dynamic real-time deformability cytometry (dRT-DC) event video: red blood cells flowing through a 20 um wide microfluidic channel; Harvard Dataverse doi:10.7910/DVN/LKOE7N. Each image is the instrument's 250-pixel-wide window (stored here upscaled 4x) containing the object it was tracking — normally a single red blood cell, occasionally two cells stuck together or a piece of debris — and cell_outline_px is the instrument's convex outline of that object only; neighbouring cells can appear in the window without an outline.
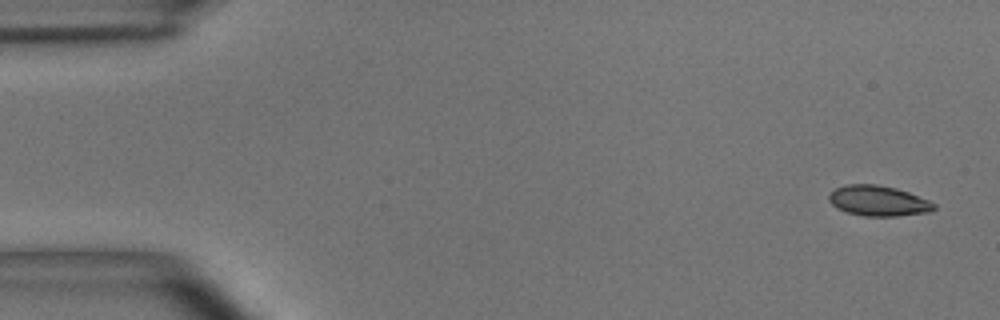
{"species": "common noctule bat (a hibernating species)", "species_latin": "Nyctalus noctula", "temperature_condition": "room temperature", "stored_images_in_passage": 6, "camera_frame_rate_fps": 3000, "um_per_image_px": 0.085, "animal": {"sex": "male", "body_mass_g": 15.6}, "frame": {"image": 1, "passage_image": 1, "time_ms": 0.0, "image_size_px": [1000, 320], "cell_outline_px": [[936, 208], [928, 212], [896, 216], [864, 216], [848, 212], [832, 204], [828, 200], [828, 196], [836, 188], [844, 184], [876, 184], [896, 188], [908, 192], [928, 200], [936, 204]], "centroid_in_image_um": [74.66, 17.06], "position_along_channel_um": 10.3, "area_um2": 18.44}}